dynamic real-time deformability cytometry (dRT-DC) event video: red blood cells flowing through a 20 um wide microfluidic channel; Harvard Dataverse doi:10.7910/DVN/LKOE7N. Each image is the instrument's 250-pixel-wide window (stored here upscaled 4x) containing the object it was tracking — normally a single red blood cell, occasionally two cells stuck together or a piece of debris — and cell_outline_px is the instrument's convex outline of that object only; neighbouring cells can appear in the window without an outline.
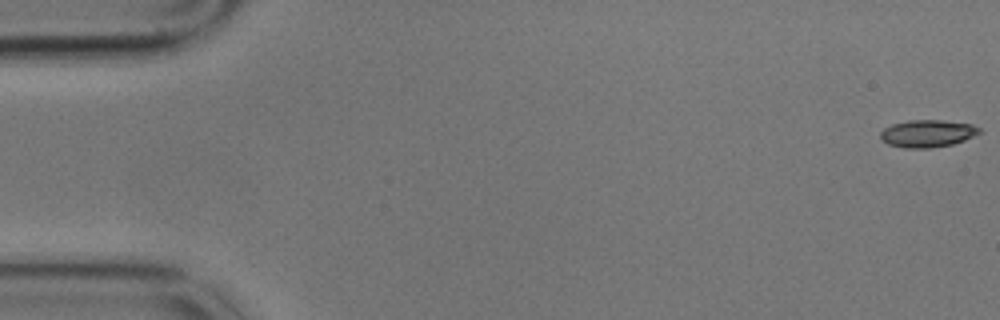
{"species": "common noctule bat (a hibernating species)", "species_latin": "Nyctalus noctula", "temperature_condition": "cold", "stored_images_in_passage": 58, "camera_frame_rate_fps": 3000, "um_per_image_px": 0.085, "animal": {"sex": "male", "body_mass_g": 17.9}, "frame": {"image": 1, "passage_image": 1, "time_ms": 0.0, "image_size_px": [1000, 320], "cell_outline_px": [[980, 132], [964, 140], [952, 144], [928, 148], [904, 148], [888, 144], [880, 140], [880, 132], [884, 128], [892, 124], [908, 120], [940, 120], [972, 124], [980, 128]], "centroid_in_image_um": [78.78, 11.34], "position_along_channel_um": 6.2, "area_um2": 15.72}}
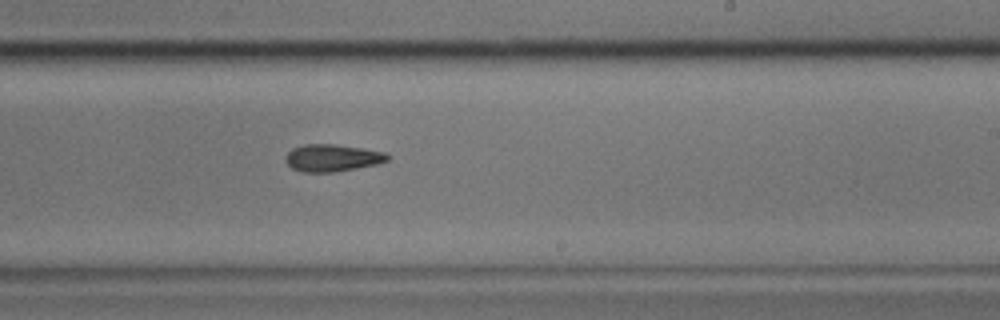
{"frame": {"image": 2, "passage_image": 35, "time_ms": 11.333, "image_size_px": [1000, 320], "cell_outline_px": [[392, 156], [388, 160], [376, 164], [336, 172], [304, 172], [292, 168], [284, 160], [284, 156], [292, 148], [304, 144], [336, 144], [364, 148], [388, 152]], "centroid_in_image_um": [28.27, 13.41], "position_along_channel_um": 260.7, "area_um2": 16.42}}
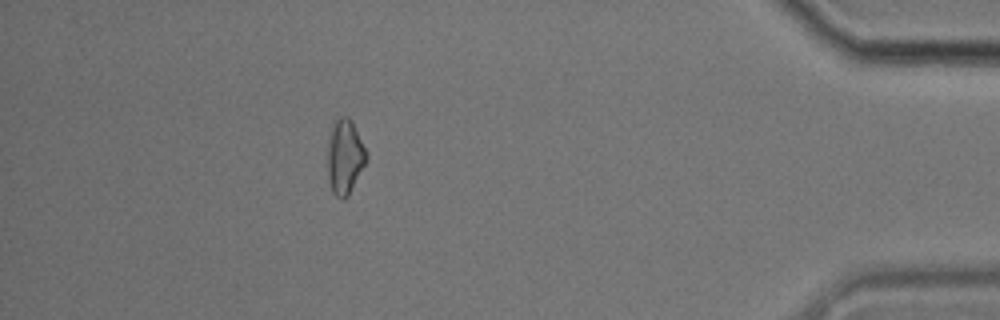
{"frame": {"image": 3, "passage_image": 52, "time_ms": 17.0, "image_size_px": [1000, 320], "cell_outline_px": [[368, 156], [348, 196], [344, 200], [340, 200], [332, 192], [328, 180], [328, 136], [332, 120], [340, 116], [348, 116], [352, 120], [368, 152]], "centroid_in_image_um": [29.29, 13.27], "position_along_channel_um": 405.9, "area_um2": 17.28}, "authors_computed_cell_mechanics": {"area_um2": 16.2129, "velocity_mm_per_s": 3.4447, "shape_relaxation_time_tau1_ms": 7.6555, "shape_relaxation_time_tau2_ms": null, "deformation_change_tau1": 0.1662, "deformation_change_tau2": null}}